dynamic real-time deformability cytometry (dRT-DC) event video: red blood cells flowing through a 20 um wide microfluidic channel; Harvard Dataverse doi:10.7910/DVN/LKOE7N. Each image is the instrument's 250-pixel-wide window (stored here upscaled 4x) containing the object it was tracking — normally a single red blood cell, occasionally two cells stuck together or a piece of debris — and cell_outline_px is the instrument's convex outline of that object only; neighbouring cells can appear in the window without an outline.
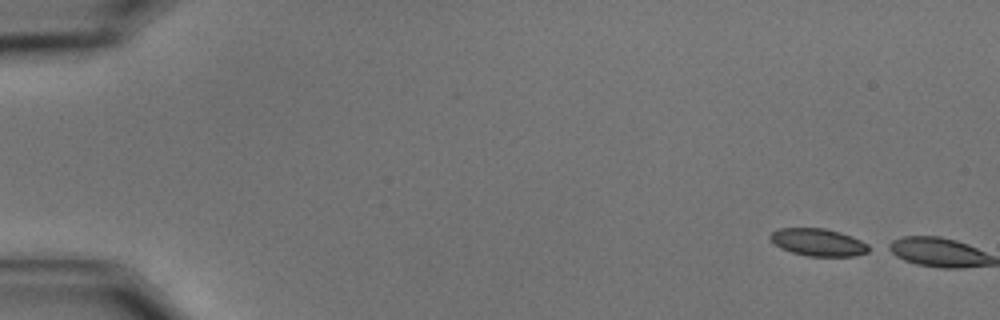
{"species": "common noctule bat (a hibernating species)", "species_latin": "Nyctalus noctula", "temperature_condition": "cold", "stored_images_in_passage": 2, "camera_frame_rate_fps": 3000, "um_per_image_px": 0.085, "animal": {"sex": "male", "body_mass_g": 15.6}, "frame": {"image": 1, "passage_image": 1, "time_ms": 0.0, "image_size_px": [1000, 320], "cell_outline_px": [[876, 248], [868, 252], [856, 256], [808, 256], [792, 252], [780, 248], [768, 236], [772, 232], [780, 228], [824, 228], [840, 232], [852, 236]], "centroid_in_image_um": [69.61, 20.6], "position_along_channel_um": 15.4, "area_um2": 15.9}}